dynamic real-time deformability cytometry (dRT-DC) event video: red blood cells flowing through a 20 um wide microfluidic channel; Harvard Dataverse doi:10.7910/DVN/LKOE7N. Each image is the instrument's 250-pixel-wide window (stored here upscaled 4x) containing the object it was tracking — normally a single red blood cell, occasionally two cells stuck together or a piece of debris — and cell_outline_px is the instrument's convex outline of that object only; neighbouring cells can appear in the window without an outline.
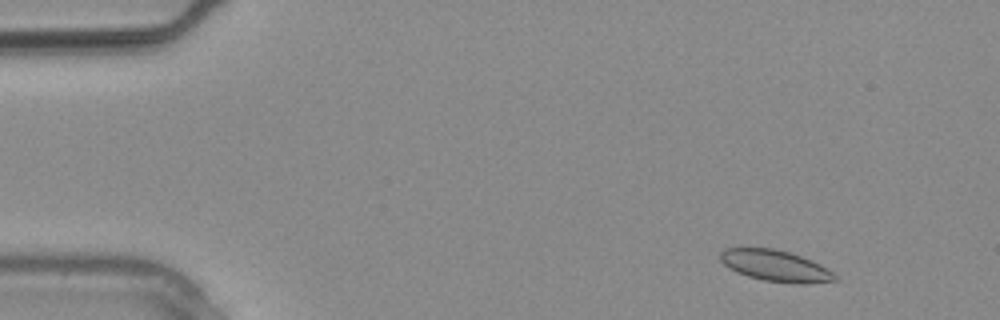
{"species": "common noctule bat (a hibernating species)", "species_latin": "Nyctalus noctula", "temperature_condition": "warm", "stored_images_in_passage": 3, "camera_frame_rate_fps": 3000, "um_per_image_px": 0.085, "animal": {"sex": "male", "body_mass_g": 20.4}, "frame": {"image": 1, "passage_image": 1, "time_ms": 0.0, "image_size_px": [1000, 320], "cell_outline_px": [[840, 280], [804, 284], [796, 284], [764, 280], [748, 276], [736, 272], [728, 268], [720, 260], [720, 252], [724, 248], [776, 248], [812, 260], [820, 264], [832, 272]], "centroid_in_image_um": [65.91, 22.59], "position_along_channel_um": 19.1, "area_um2": 20.92}}